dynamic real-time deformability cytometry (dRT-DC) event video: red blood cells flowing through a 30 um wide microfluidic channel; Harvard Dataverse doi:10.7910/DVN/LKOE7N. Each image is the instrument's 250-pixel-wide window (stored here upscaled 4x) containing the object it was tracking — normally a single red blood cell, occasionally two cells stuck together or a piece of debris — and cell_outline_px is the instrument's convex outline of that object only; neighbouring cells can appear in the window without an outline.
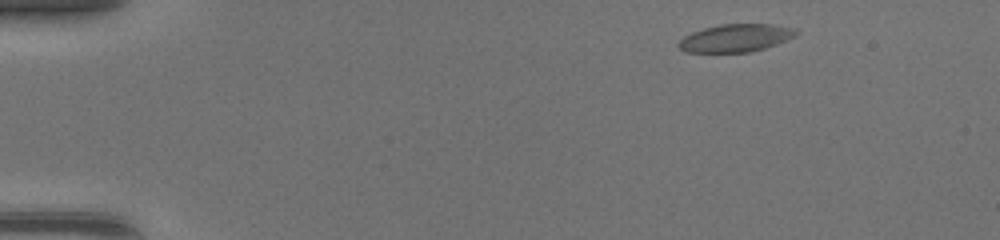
{"species": "common noctule bat (a hibernating species)", "species_latin": "Nyctalus noctula", "temperature_condition": "warm", "stored_images_in_passage": 43, "camera_frame_rate_fps": 3000, "um_per_image_px": 0.085, "animal": {"sex": "female", "body_mass_g": 17.0, "forearm_length_mm": 48.0}, "frame": {"image": 1, "passage_image": 2, "time_ms": 0.333, "image_size_px": [1000, 240], "cell_outline_px": [[800, 32], [796, 36], [776, 44], [764, 48], [748, 52], [684, 52], [676, 44], [684, 36], [692, 32], [704, 28], [720, 24], [768, 24], [796, 28]], "centroid_in_image_um": [62.53, 3.23], "position_along_channel_um": 22.5, "area_um2": 19.02}}
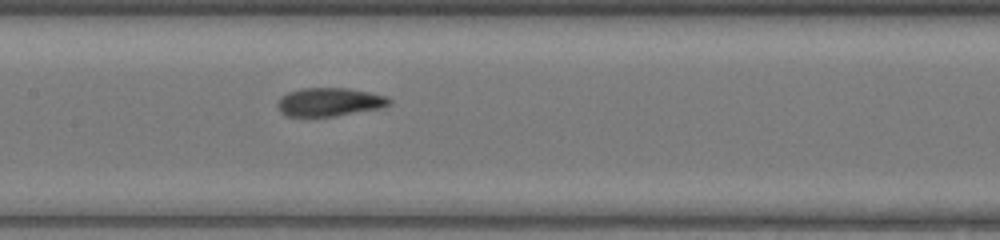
{"frame": {"image": 2, "passage_image": 20, "time_ms": 6.333, "image_size_px": [1000, 240], "cell_outline_px": [[392, 104], [380, 108], [332, 116], [284, 116], [280, 112], [276, 104], [280, 96], [288, 92], [300, 88], [348, 88], [388, 96], [392, 100]], "centroid_in_image_um": [27.98, 8.66], "position_along_channel_um": 179.4, "area_um2": 18.61}}
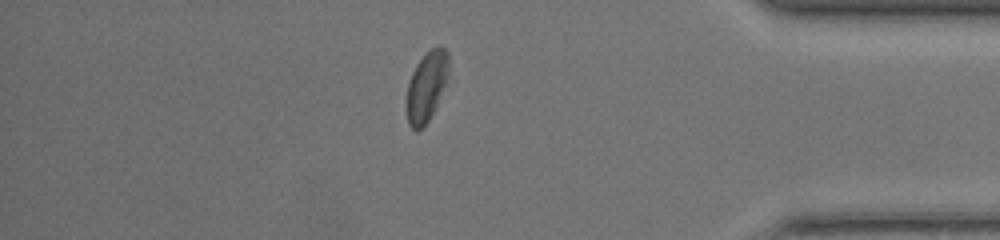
{"frame": {"image": 3, "passage_image": 37, "time_ms": 12.0, "image_size_px": [1000, 240], "cell_outline_px": [[448, 64], [444, 84], [436, 104], [428, 120], [416, 132], [408, 124], [408, 84], [412, 72], [416, 64], [432, 48], [444, 48], [448, 52]], "centroid_in_image_um": [36.23, 7.34], "position_along_channel_um": 399.0, "area_um2": 16.07}, "authors_computed_cell_mechanics": {"area_um2": 18.7272, "velocity_mm_per_s": 4.3697, "shape_relaxation_time_tau1_ms": 6.8851, "shape_relaxation_time_tau2_ms": 1.55, "deformation_change_tau1": 0.172, "deformation_change_tau2": 0.0864}}